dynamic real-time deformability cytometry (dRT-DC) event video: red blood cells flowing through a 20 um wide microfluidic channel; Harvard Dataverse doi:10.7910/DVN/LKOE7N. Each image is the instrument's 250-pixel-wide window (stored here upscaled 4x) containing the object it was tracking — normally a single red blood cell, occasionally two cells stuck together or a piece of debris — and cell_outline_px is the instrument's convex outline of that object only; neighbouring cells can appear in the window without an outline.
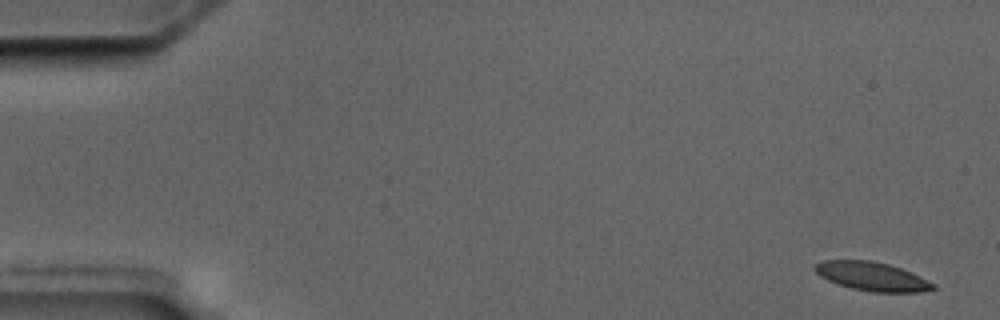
{"species": "common noctule bat (a hibernating species)", "species_latin": "Nyctalus noctula", "temperature_condition": "cold", "stored_images_in_passage": 5, "camera_frame_rate_fps": 3000, "um_per_image_px": 0.085, "animal": {"sex": "male", "body_mass_g": 17.5, "forearm_length_mm": 52.3}, "frame": {"image": 1, "passage_image": 1, "time_ms": 0.0, "image_size_px": [1000, 320], "cell_outline_px": [[936, 288], [920, 292], [872, 292], [852, 288], [828, 280], [820, 276], [812, 268], [812, 264], [824, 260], [872, 260], [888, 264], [900, 268], [936, 284]], "centroid_in_image_um": [74.08, 23.48], "position_along_channel_um": 10.9, "area_um2": 19.71}}
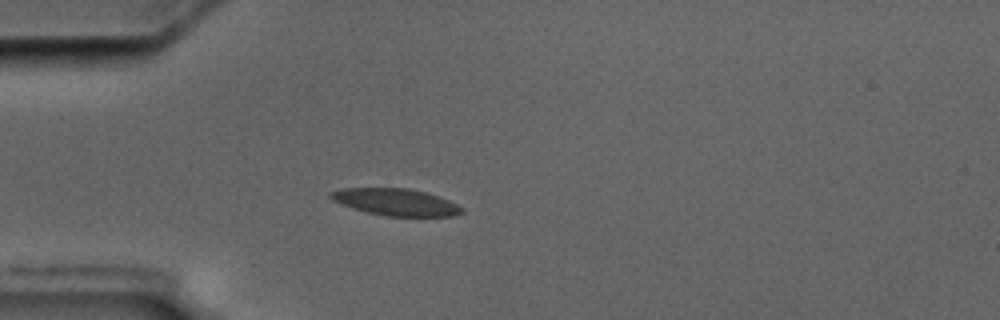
{"frame": {"image": 2, "passage_image": 5, "time_ms": 4.667, "image_size_px": [1000, 320], "cell_outline_px": [[464, 212], [452, 216], [384, 216], [352, 208], [340, 204], [332, 200], [328, 196], [328, 192], [340, 188], [408, 188], [424, 192], [448, 200], [464, 208]], "centroid_in_image_um": [33.59, 17.17], "position_along_channel_um": 51.4, "area_um2": 20.58}}